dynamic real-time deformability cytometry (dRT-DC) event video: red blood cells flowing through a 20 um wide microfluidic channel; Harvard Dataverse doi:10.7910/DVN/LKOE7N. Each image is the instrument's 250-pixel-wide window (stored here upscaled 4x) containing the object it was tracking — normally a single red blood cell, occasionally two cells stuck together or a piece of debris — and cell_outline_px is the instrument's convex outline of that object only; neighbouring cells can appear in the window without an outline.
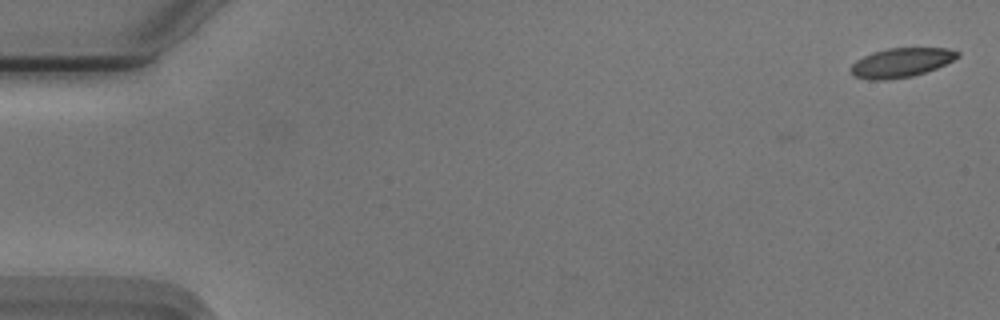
{"species": "Egyptian fruit bat (a non-hibernating species)", "species_latin": "Rousettus aegyptiacus", "temperature_condition": "cold", "stored_images_in_passage": 2, "camera_frame_rate_fps": 3000, "um_per_image_px": 0.085, "animal": {"sex": "male"}, "frame": {"image": 1, "passage_image": 2, "time_ms": 0.333, "image_size_px": [1000, 320], "cell_outline_px": [[960, 56], [936, 68], [912, 76], [884, 80], [868, 80], [852, 76], [852, 64], [856, 60], [872, 52], [888, 48], [948, 48], [960, 52]], "centroid_in_image_um": [76.58, 5.32], "position_along_channel_um": 8.4, "area_um2": 18.09}}